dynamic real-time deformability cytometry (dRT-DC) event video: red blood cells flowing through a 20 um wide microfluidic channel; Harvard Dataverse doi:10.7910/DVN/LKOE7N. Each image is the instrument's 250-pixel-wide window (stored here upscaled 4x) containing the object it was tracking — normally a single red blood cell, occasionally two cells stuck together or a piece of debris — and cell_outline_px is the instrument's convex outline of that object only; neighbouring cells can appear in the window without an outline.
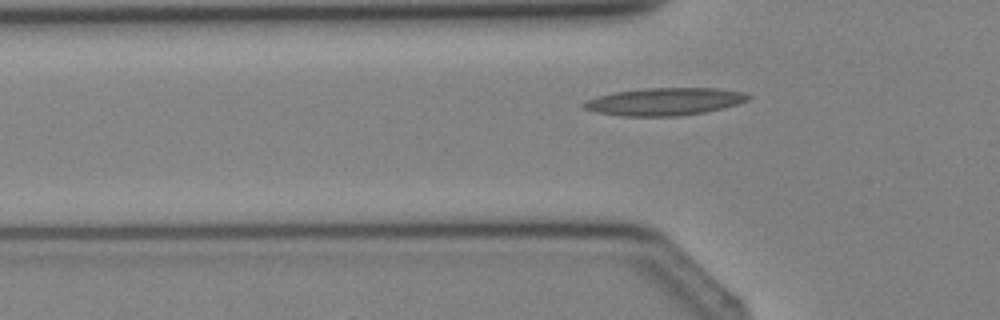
{"species": "Egyptian fruit bat (a non-hibernating species)", "species_latin": "Rousettus aegyptiacus", "temperature_condition": "cold", "stored_images_in_passage": 3, "camera_frame_rate_fps": 3000, "um_per_image_px": 0.085, "animal": {"sex": "female"}, "frame": {"image": 1, "passage_image": 3, "time_ms": 2.333, "image_size_px": [1000, 320], "cell_outline_px": [[752, 96], [748, 100], [736, 104], [704, 112], [680, 116], [620, 116], [596, 112], [584, 108], [580, 104], [584, 100], [612, 92], [644, 88], [720, 88], [744, 92]], "centroid_in_image_um": [56.45, 8.63], "position_along_channel_um": 69.4, "area_um2": 26.53}}